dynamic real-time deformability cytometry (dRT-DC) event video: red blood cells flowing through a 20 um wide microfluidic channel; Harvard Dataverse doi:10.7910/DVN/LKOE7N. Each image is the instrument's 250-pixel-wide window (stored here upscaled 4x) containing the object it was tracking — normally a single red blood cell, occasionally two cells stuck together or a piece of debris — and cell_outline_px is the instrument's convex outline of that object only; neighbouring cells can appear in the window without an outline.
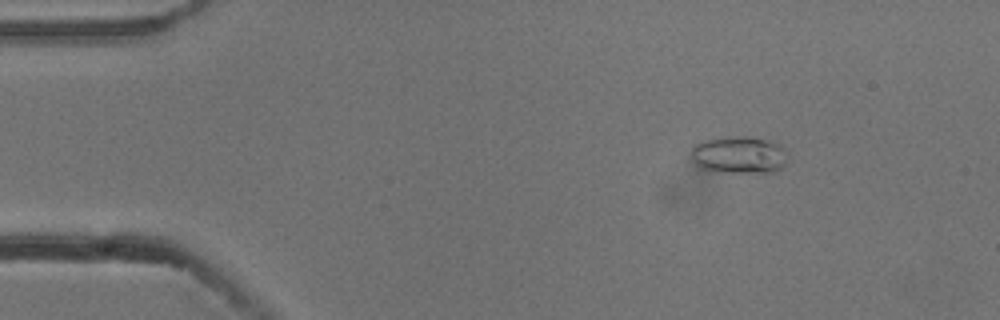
{"species": "common noctule bat (a hibernating species)", "species_latin": "Nyctalus noctula", "temperature_condition": "cold", "stored_images_in_passage": 5, "camera_frame_rate_fps": 3000, "um_per_image_px": 0.085, "animal": {"sex": "male", "body_mass_g": 13.3}, "frame": {"image": 1, "passage_image": 2, "time_ms": 0.333, "image_size_px": [1000, 320], "cell_outline_px": [[784, 164], [776, 172], [728, 172], [700, 168], [692, 160], [692, 144], [700, 140], [744, 136], [748, 136], [768, 140], [780, 144], [784, 148]], "centroid_in_image_um": [62.78, 13.15], "position_along_channel_um": 22.2, "area_um2": 20.75}}